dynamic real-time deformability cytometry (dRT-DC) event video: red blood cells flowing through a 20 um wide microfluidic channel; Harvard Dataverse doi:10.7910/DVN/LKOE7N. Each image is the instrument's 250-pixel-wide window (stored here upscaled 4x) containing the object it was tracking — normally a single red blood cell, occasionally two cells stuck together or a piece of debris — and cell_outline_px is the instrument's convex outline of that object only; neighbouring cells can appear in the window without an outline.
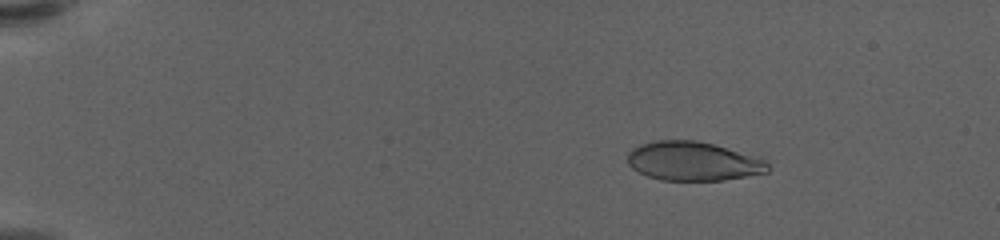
{"species": "human", "species_latin": "Homo sapiens", "temperature_condition": "warm", "stored_images_in_passage": 60, "camera_frame_rate_fps": 3000, "um_per_image_px": 0.085, "donor": {"sex": "female"}, "frame": {"image": 1, "passage_image": 10, "time_ms": 3.0, "image_size_px": [1000, 240], "cell_outline_px": [[768, 172], [724, 180], [660, 180], [648, 176], [632, 168], [628, 164], [628, 152], [632, 148], [640, 144], [656, 140], [696, 140], [760, 156], [768, 164]], "centroid_in_image_um": [58.92, 13.69], "position_along_channel_um": 26.1, "area_um2": 31.96}}
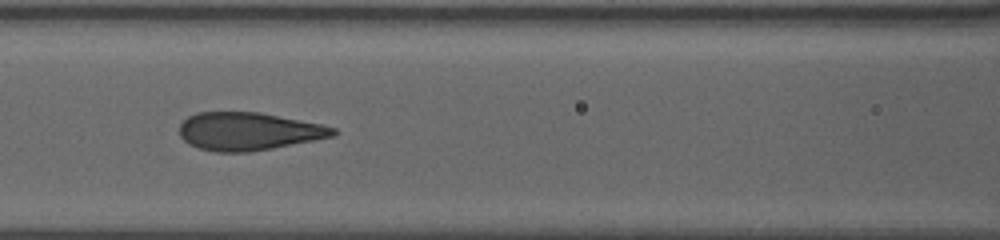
{"frame": {"image": 2, "passage_image": 29, "time_ms": 9.333, "image_size_px": [1000, 240], "cell_outline_px": [[340, 132], [336, 136], [316, 140], [272, 148], [248, 152], [216, 152], [200, 148], [188, 144], [180, 136], [180, 124], [188, 116], [196, 112], [260, 112], [320, 124], [336, 128]], "centroid_in_image_um": [21.14, 11.16], "position_along_channel_um": 145.5, "area_um2": 34.04}}
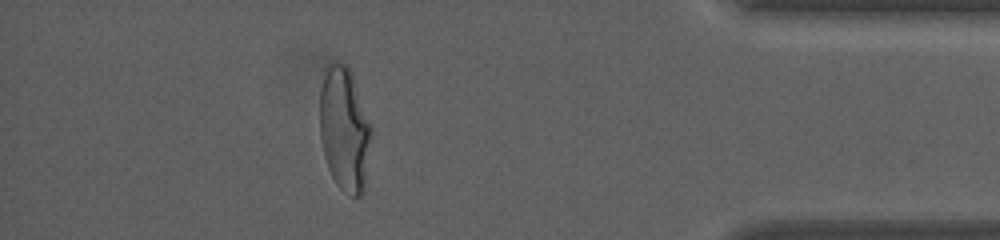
{"frame": {"image": 3, "passage_image": 54, "time_ms": 17.667, "image_size_px": [1000, 240], "cell_outline_px": [[372, 132], [364, 192], [360, 196], [352, 196], [344, 192], [336, 184], [328, 168], [324, 156], [320, 136], [320, 92], [328, 68], [332, 64], [344, 64], [352, 72], [372, 124]], "centroid_in_image_um": [29.31, 11.04], "position_along_channel_um": 405.9, "area_um2": 37.28}, "authors_computed_cell_mechanics": {"area_um2": 34.1887, "velocity_mm_per_s": 3.5479, "shape_relaxation_time_tau1_ms": 5.6789, "shape_relaxation_time_tau2_ms": null, "deformation_change_tau1": 0.2333, "deformation_change_tau2": null}}